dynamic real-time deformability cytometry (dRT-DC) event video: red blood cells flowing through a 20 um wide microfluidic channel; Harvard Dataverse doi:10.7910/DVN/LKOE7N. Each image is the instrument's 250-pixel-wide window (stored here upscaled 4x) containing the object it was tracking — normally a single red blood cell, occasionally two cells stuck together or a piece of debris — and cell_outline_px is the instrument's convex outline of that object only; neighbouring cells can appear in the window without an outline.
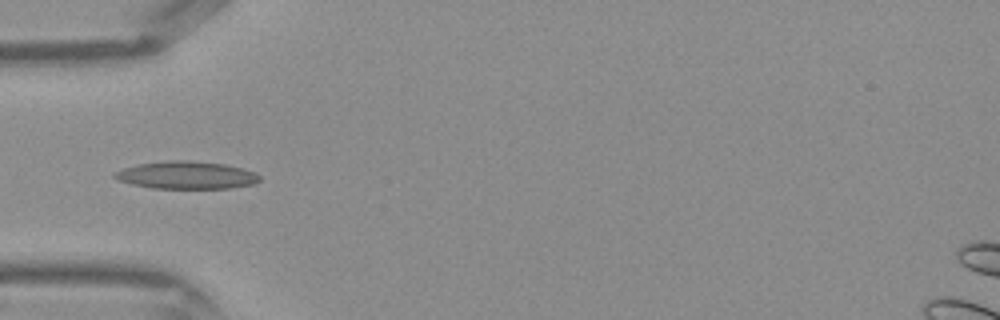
{"species": "Egyptian fruit bat (a non-hibernating species)", "species_latin": "Rousettus aegyptiacus", "temperature_condition": "warm", "stored_images_in_passage": 26, "camera_frame_rate_fps": 3000, "um_per_image_px": 0.085, "frame": {"image": 1, "passage_image": 3, "time_ms": 0.667, "image_size_px": [1000, 320], "cell_outline_px": [[260, 180], [252, 184], [228, 188], [152, 188], [132, 184], [120, 180], [112, 176], [116, 172], [124, 168], [136, 164], [168, 160], [188, 160], [224, 164], [244, 168], [256, 172], [260, 176]], "centroid_in_image_um": [15.87, 14.88], "position_along_channel_um": 69.1, "area_um2": 23.24}}
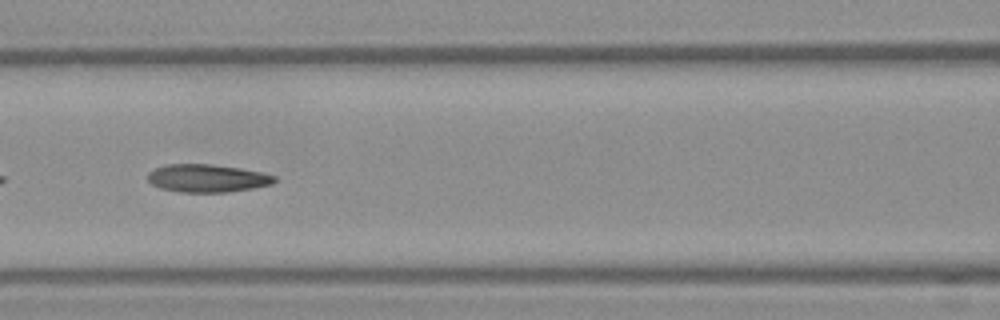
{"frame": {"image": 2, "passage_image": 8, "time_ms": 2.333, "image_size_px": [1000, 320], "cell_outline_px": [[276, 180], [272, 184], [252, 188], [228, 192], [180, 192], [160, 188], [152, 184], [148, 180], [148, 172], [164, 164], [208, 164], [240, 168], [260, 172], [276, 176]], "centroid_in_image_um": [17.59, 15.15], "position_along_channel_um": 149.0, "area_um2": 20.52}}
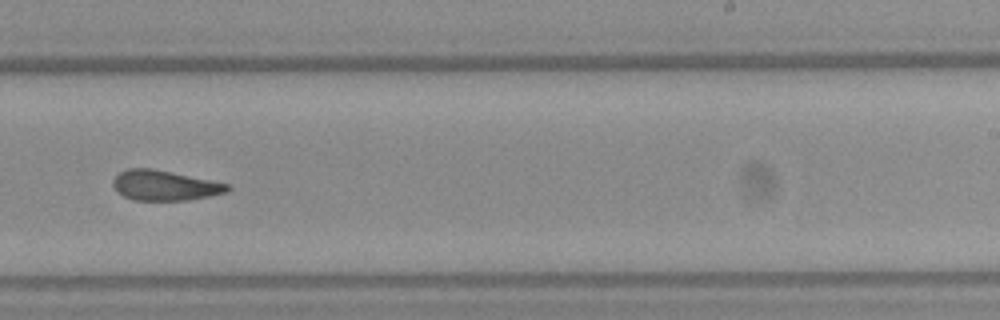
{"frame": {"image": 3, "passage_image": 16, "time_ms": 5.0, "image_size_px": [1000, 320], "cell_outline_px": [[232, 188], [228, 192], [188, 200], [136, 200], [124, 196], [112, 184], [112, 180], [120, 172], [128, 168], [152, 168], [172, 172], [228, 184]], "centroid_in_image_um": [14.01, 15.76], "position_along_channel_um": 275.0, "area_um2": 19.83}}